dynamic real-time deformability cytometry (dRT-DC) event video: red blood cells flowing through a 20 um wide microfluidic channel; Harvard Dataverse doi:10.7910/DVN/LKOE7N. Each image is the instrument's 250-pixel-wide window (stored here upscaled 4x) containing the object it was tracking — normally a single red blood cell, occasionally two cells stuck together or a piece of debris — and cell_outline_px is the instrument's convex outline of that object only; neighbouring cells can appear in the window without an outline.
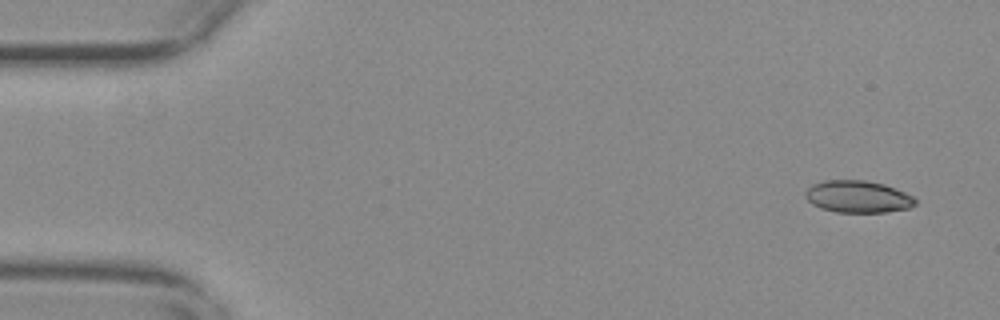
{"species": "common noctule bat (a hibernating species)", "species_latin": "Nyctalus noctula", "temperature_condition": "warm", "stored_images_in_passage": 53, "camera_frame_rate_fps": 3000, "um_per_image_px": 0.085, "animal": {"sex": "female", "body_mass_g": 29.2, "forearm_length_mm": 56.3}, "frame": {"image": 1, "passage_image": 1, "time_ms": 0.0, "image_size_px": [1000, 320], "cell_outline_px": [[916, 204], [908, 208], [884, 212], [836, 212], [820, 208], [812, 204], [804, 196], [804, 192], [812, 184], [824, 180], [864, 180], [884, 184], [904, 192], [912, 196], [916, 200]], "centroid_in_image_um": [72.88, 16.71], "position_along_channel_um": 12.1, "area_um2": 20.52}}
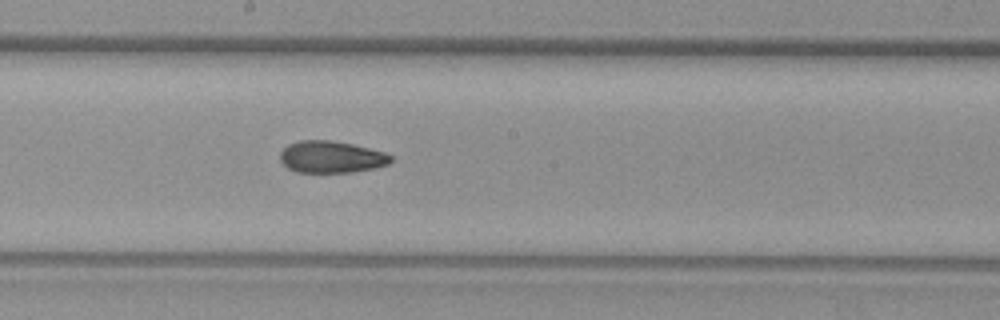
{"frame": {"image": 2, "passage_image": 28, "time_ms": 9.0, "image_size_px": [1000, 320], "cell_outline_px": [[392, 160], [388, 164], [376, 168], [352, 172], [296, 172], [288, 168], [280, 160], [280, 152], [288, 144], [300, 140], [332, 140], [352, 144], [384, 152], [392, 156]], "centroid_in_image_um": [28.15, 13.34], "position_along_channel_um": 220.0, "area_um2": 20.58}}
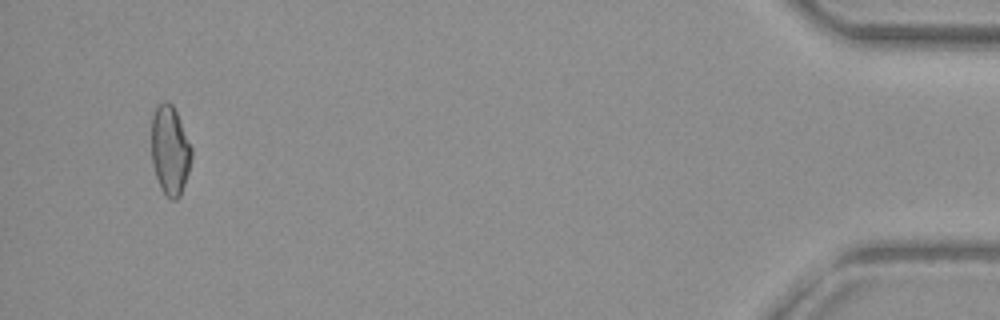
{"frame": {"image": 3, "passage_image": 51, "time_ms": 16.667, "image_size_px": [1000, 320], "cell_outline_px": [[192, 156], [188, 172], [180, 196], [176, 200], [172, 200], [160, 188], [152, 164], [152, 116], [156, 104], [164, 100], [168, 100], [172, 104], [176, 112], [192, 148]], "centroid_in_image_um": [14.44, 12.74], "position_along_channel_um": 420.8, "area_um2": 20.81}, "authors_computed_cell_mechanics": {"area_um2": 20.9814, "velocity_mm_per_s": 3.7227, "shape_relaxation_time_tau1_ms": null, "shape_relaxation_time_tau2_ms": 2.9854, "deformation_change_tau1": null, "deformation_change_tau2": 0.0837}}